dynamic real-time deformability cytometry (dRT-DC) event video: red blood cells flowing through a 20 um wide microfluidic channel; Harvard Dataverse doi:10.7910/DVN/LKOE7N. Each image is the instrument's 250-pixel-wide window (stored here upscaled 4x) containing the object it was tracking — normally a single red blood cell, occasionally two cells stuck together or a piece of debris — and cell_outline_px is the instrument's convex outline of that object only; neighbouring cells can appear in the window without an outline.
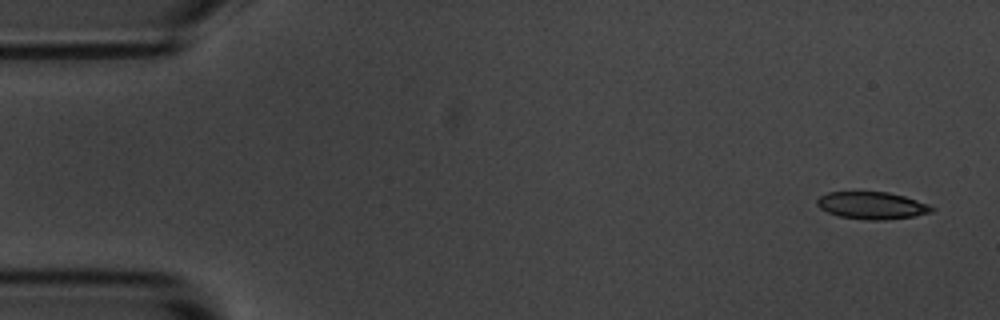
{"species": "common noctule bat (a hibernating species)", "species_latin": "Nyctalus noctula", "temperature_condition": "room temperature", "stored_images_in_passage": 7, "camera_frame_rate_fps": 3000, "um_per_image_px": 0.085, "animal": {"sex": "male", "body_mass_g": 20.1, "forearm_length_mm": 53.5}, "frame": {"image": 1, "passage_image": 1, "time_ms": 0.0, "image_size_px": [1000, 320], "cell_outline_px": [[936, 208], [932, 212], [912, 216], [884, 220], [864, 220], [840, 216], [828, 212], [820, 208], [816, 204], [816, 200], [820, 196], [828, 192], [888, 192], [904, 196], [928, 204]], "centroid_in_image_um": [74.11, 17.46], "position_along_channel_um": 10.9, "area_um2": 18.15}}
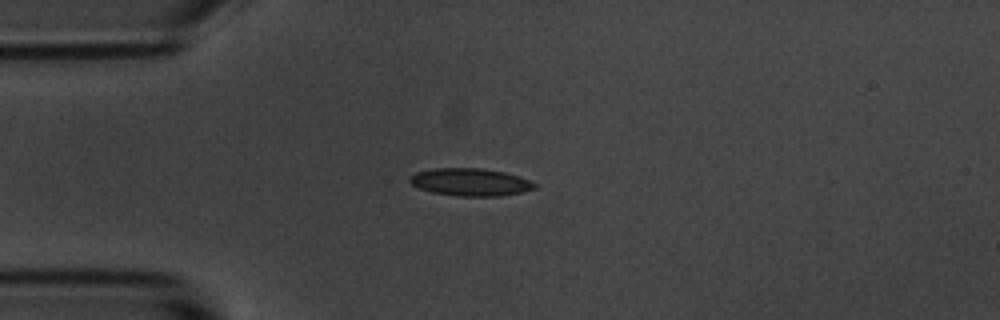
{"frame": {"image": 2, "passage_image": 4, "time_ms": 3.667, "image_size_px": [1000, 320], "cell_outline_px": [[536, 188], [524, 192], [500, 196], [460, 196], [432, 192], [420, 188], [412, 184], [408, 180], [408, 176], [416, 172], [432, 168], [480, 168], [504, 172], [520, 176], [536, 184]], "centroid_in_image_um": [39.97, 15.47], "position_along_channel_um": 45.0, "area_um2": 20.11}}
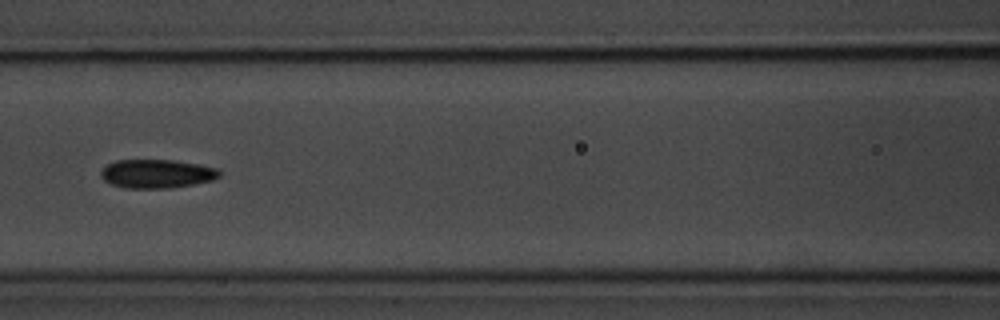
{"frame": {"image": 3, "passage_image": 7, "time_ms": 7.0, "image_size_px": [1000, 320], "cell_outline_px": [[220, 176], [212, 180], [192, 184], [168, 188], [124, 188], [112, 184], [104, 180], [100, 176], [100, 172], [108, 164], [116, 160], [172, 160], [200, 164], [220, 168]], "centroid_in_image_um": [13.34, 14.76], "position_along_channel_um": 153.3, "area_um2": 19.83}}